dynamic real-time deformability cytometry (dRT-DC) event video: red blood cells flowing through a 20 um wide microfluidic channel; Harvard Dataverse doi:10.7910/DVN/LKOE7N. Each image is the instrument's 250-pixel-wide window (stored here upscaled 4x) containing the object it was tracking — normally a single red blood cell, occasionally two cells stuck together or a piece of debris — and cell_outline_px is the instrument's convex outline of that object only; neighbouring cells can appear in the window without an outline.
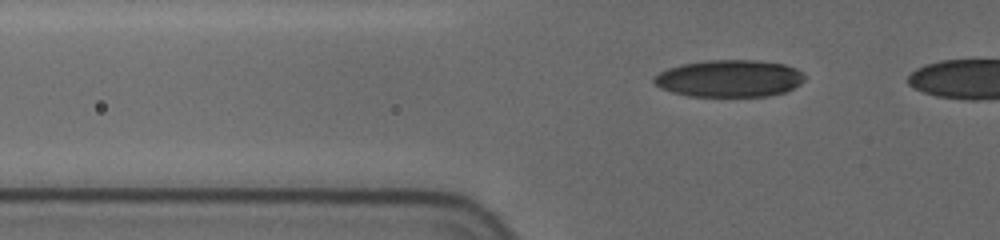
{"species": "human", "species_latin": "Homo sapiens", "temperature_condition": "cold", "stored_images_in_passage": 14, "segment_of_instrument_passage": [1, 2], "camera_frame_rate_fps": 3000, "um_per_image_px": 0.085, "donor": {"sex": "female"}, "frame": {"image": 1, "passage_image": 8, "time_ms": 4.0, "image_size_px": [1000, 240], "cell_outline_px": [[804, 80], [800, 84], [784, 92], [772, 96], [688, 96], [672, 92], [660, 88], [652, 80], [652, 76], [668, 68], [684, 64], [708, 60], [760, 60], [784, 64], [796, 68], [804, 76]], "centroid_in_image_um": [61.99, 6.67], "position_along_channel_um": 63.8, "area_um2": 32.6}}
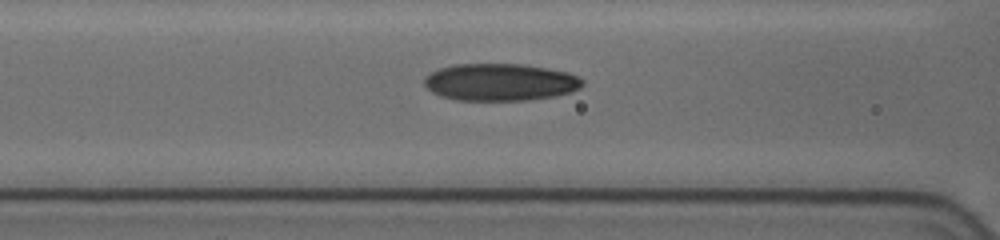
{"frame": {"image": 2, "passage_image": 12, "time_ms": 6.0, "image_size_px": [1000, 240], "cell_outline_px": [[584, 84], [580, 88], [572, 92], [552, 96], [528, 100], [456, 100], [440, 96], [432, 92], [424, 84], [424, 76], [440, 68], [456, 64], [520, 64], [548, 68], [568, 72], [580, 76], [584, 80]], "centroid_in_image_um": [42.54, 6.98], "position_along_channel_um": 124.1, "area_um2": 34.45}}